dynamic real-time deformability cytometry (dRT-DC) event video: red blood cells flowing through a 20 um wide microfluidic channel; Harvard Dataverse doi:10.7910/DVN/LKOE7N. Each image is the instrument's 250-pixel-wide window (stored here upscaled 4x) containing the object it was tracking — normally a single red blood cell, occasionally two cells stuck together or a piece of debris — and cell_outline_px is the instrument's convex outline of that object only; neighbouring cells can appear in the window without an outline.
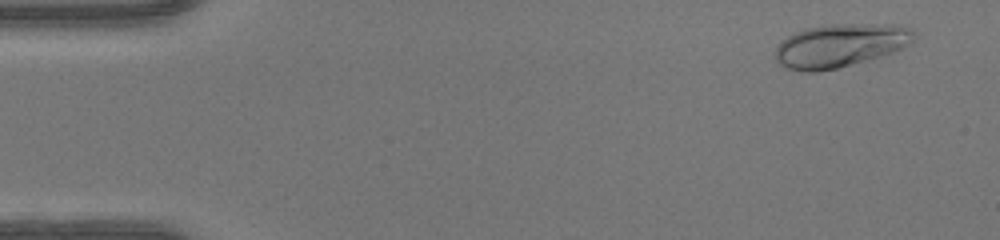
{"species": "human", "species_latin": "Homo sapiens", "temperature_condition": "warm", "stored_images_in_passage": 49, "camera_frame_rate_fps": 3000, "um_per_image_px": 0.085, "donor": {"sex": "female"}, "frame": {"image": 1, "passage_image": 3, "time_ms": 0.667, "image_size_px": [1000, 240], "cell_outline_px": [[916, 36], [908, 44], [892, 52], [880, 56], [852, 64], [836, 68], [816, 72], [804, 72], [788, 68], [780, 64], [776, 60], [776, 48], [788, 36], [804, 28], [832, 24], [904, 24], [916, 32]], "centroid_in_image_um": [71.44, 3.85], "position_along_channel_um": 13.6, "area_um2": 34.85}}
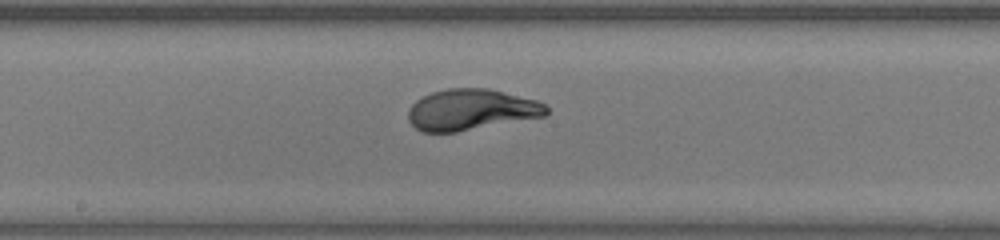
{"frame": {"image": 2, "passage_image": 26, "time_ms": 8.333, "image_size_px": [1000, 240], "cell_outline_px": [[548, 112], [544, 116], [456, 132], [420, 132], [408, 120], [408, 108], [416, 100], [432, 92], [448, 88], [488, 88], [536, 100], [544, 104], [548, 108]], "centroid_in_image_um": [40.01, 9.32], "position_along_channel_um": 208.2, "area_um2": 32.89}}
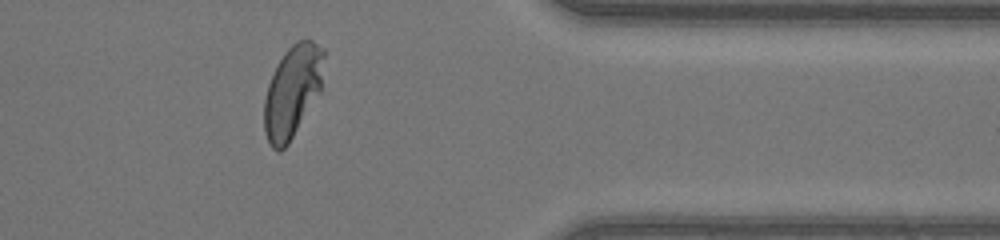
{"frame": {"image": 3, "passage_image": 40, "time_ms": 13.0, "image_size_px": [1000, 240], "cell_outline_px": [[324, 56], [320, 92], [288, 144], [280, 152], [276, 152], [272, 148], [264, 132], [264, 100], [268, 84], [284, 52], [296, 40], [312, 40], [324, 48]], "centroid_in_image_um": [24.85, 7.77], "position_along_channel_um": 386.6, "area_um2": 31.85}, "authors_computed_cell_mechanics": {"area_um2": 32.5414, "velocity_mm_per_s": 4.1941, "shape_relaxation_time_tau1_ms": 2.9562, "shape_relaxation_time_tau2_ms": null, "deformation_change_tau1": 0.1808, "deformation_change_tau2": null}}